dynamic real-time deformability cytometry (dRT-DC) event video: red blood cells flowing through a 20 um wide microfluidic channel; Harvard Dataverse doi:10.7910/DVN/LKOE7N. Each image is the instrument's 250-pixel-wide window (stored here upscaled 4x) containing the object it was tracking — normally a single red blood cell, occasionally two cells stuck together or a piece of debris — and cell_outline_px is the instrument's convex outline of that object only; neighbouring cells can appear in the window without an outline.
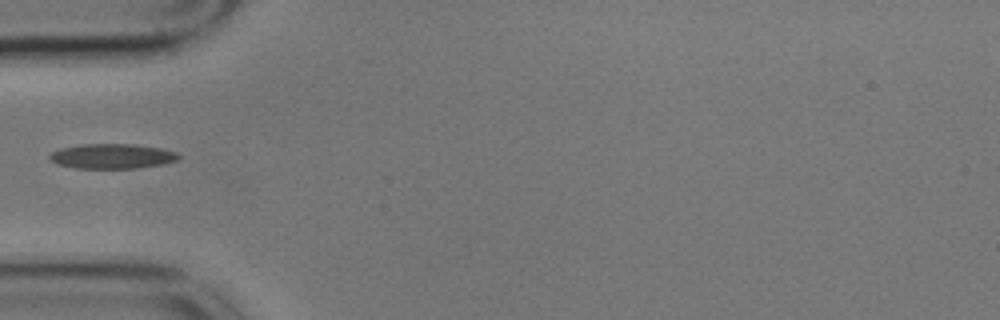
{"species": "common noctule bat (a hibernating species)", "species_latin": "Nyctalus noctula", "temperature_condition": "cold", "stored_images_in_passage": 39, "camera_frame_rate_fps": 3000, "um_per_image_px": 0.085, "animal": {"sex": "male", "body_mass_g": 17.9}, "frame": {"image": 1, "passage_image": 1, "time_ms": 0.0, "image_size_px": [1000, 320], "cell_outline_px": [[180, 156], [176, 160], [164, 164], [136, 168], [76, 168], [56, 164], [48, 156], [52, 152], [60, 148], [80, 144], [136, 144], [164, 148], [176, 152]], "centroid_in_image_um": [9.54, 13.27], "position_along_channel_um": 75.5, "area_um2": 18.79}}
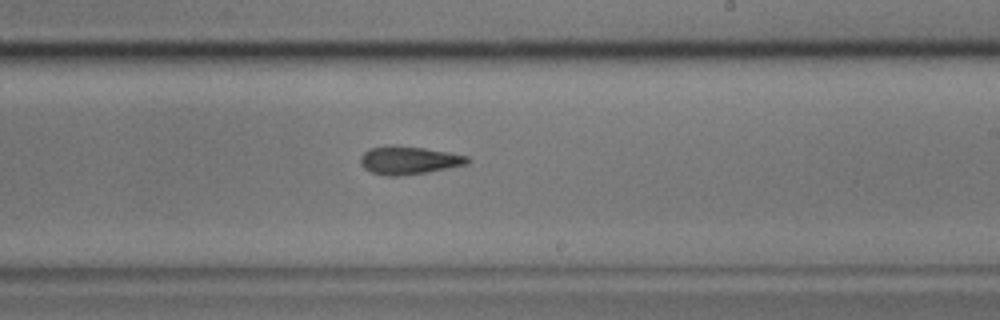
{"frame": {"image": 2, "passage_image": 16, "time_ms": 5.0, "image_size_px": [1000, 320], "cell_outline_px": [[472, 160], [468, 164], [428, 172], [400, 176], [384, 176], [372, 172], [364, 168], [360, 164], [360, 156], [368, 148], [424, 148], [448, 152], [468, 156]], "centroid_in_image_um": [34.79, 13.67], "position_along_channel_um": 254.2, "area_um2": 16.99}}
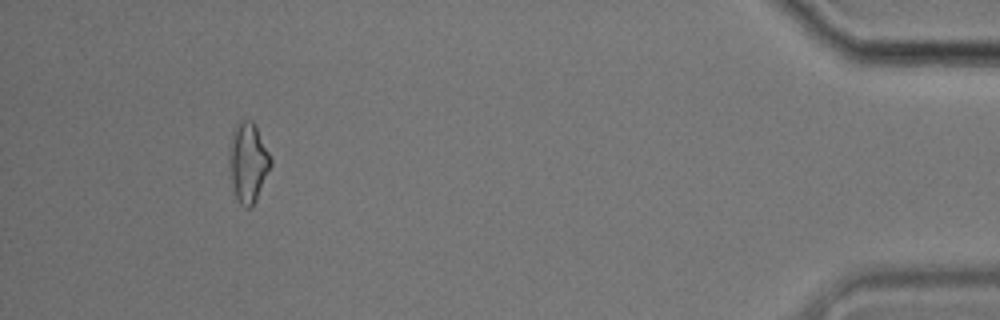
{"frame": {"image": 3, "passage_image": 35, "time_ms": 11.333, "image_size_px": [1000, 320], "cell_outline_px": [[272, 164], [256, 200], [252, 208], [244, 208], [240, 204], [236, 196], [232, 184], [228, 156], [228, 148], [232, 128], [236, 120], [252, 120], [256, 124], [272, 160]], "centroid_in_image_um": [21.06, 13.74], "position_along_channel_um": 414.1, "area_um2": 19.71}}